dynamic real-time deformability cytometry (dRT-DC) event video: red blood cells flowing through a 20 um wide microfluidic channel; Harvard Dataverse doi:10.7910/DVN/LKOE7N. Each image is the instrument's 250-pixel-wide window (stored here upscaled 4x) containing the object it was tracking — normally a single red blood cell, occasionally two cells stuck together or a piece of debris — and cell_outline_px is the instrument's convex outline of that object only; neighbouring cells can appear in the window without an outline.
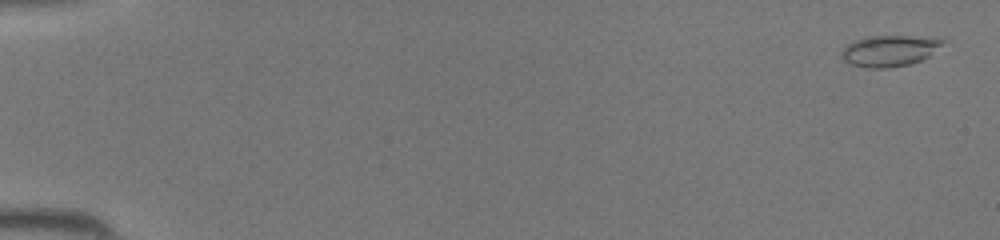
{"species": "common noctule bat (a hibernating species)", "species_latin": "Nyctalus noctula", "temperature_condition": "room temperature", "stored_images_in_passage": 37, "camera_frame_rate_fps": 3000, "um_per_image_px": 0.085, "animal": {"sex": "female", "body_mass_g": 19.5, "forearm_length_mm": 54.1}, "frame": {"image": 1, "passage_image": 2, "time_ms": 0.333, "image_size_px": [1000, 240], "cell_outline_px": [[948, 40], [928, 56], [920, 60], [908, 64], [888, 68], [868, 68], [848, 64], [840, 56], [840, 52], [848, 44], [856, 40], [868, 36], [908, 36]], "centroid_in_image_um": [75.55, 4.32], "position_along_channel_um": 9.5, "area_um2": 18.15}}
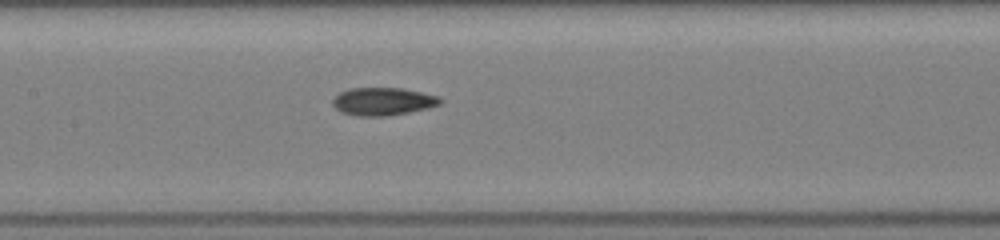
{"frame": {"image": 2, "passage_image": 23, "time_ms": 7.333, "image_size_px": [1000, 240], "cell_outline_px": [[444, 100], [440, 104], [428, 108], [408, 112], [384, 116], [360, 116], [340, 112], [332, 104], [332, 100], [340, 92], [348, 88], [400, 88], [440, 96]], "centroid_in_image_um": [32.55, 8.62], "position_along_channel_um": 174.8, "area_um2": 17.4}}
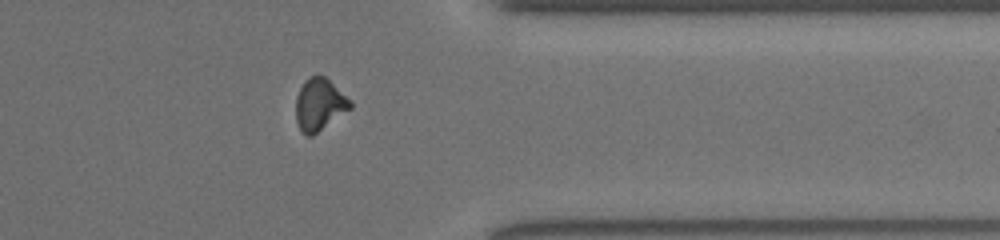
{"frame": {"image": 3, "passage_image": 37, "time_ms": 12.0, "image_size_px": [1000, 240], "cell_outline_px": [[352, 108], [312, 136], [304, 136], [296, 120], [296, 96], [300, 88], [316, 72], [324, 76], [352, 100]], "centroid_in_image_um": [27.17, 8.89], "position_along_channel_um": 384.2, "area_um2": 16.53}}